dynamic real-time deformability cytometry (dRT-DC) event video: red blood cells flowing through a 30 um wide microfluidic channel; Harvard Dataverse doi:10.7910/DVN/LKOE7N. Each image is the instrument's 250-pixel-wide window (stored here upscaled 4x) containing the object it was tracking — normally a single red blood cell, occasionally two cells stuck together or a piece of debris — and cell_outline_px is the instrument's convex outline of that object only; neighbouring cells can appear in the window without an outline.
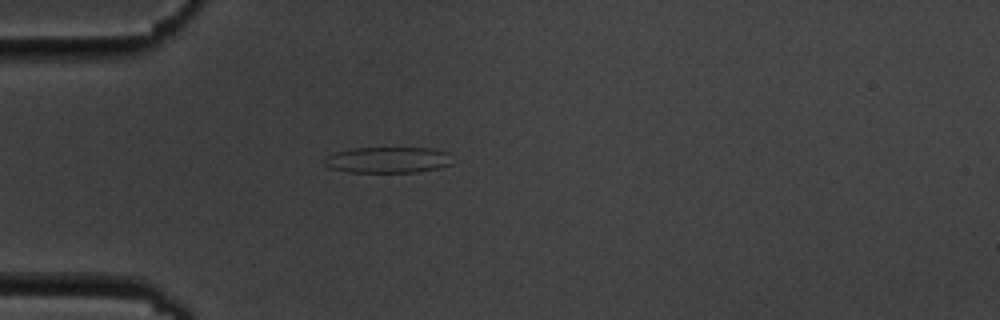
{"species": "common noctule bat (a hibernating species)", "species_latin": "Nyctalus noctula", "temperature_condition": "cold", "stored_images_in_passage": 5, "camera_frame_rate_fps": 3000, "um_per_image_px": 0.085, "animal": {"sex": "male", "body_mass_g": 19.5, "forearm_length_mm": 54.6}, "frame": {"image": 1, "passage_image": 5, "time_ms": 4.667, "image_size_px": [1000, 320], "cell_outline_px": [[452, 164], [440, 168], [416, 172], [348, 172], [332, 168], [324, 164], [324, 156], [336, 152], [352, 148], [428, 148], [448, 152]], "centroid_in_image_um": [32.96, 13.59], "position_along_channel_um": 52.0, "area_um2": 19.42}}